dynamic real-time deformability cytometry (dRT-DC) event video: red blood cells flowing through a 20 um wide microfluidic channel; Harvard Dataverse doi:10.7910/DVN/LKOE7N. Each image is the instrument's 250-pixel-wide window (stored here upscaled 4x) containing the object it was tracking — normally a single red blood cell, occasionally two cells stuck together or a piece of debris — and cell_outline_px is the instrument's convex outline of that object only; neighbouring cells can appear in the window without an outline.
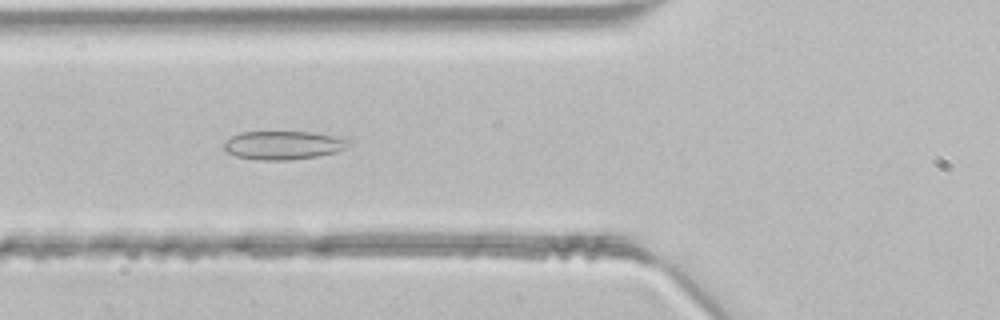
{"species": "common noctule bat (a hibernating species)", "species_latin": "Nyctalus noctula", "temperature_condition": "room temperature", "stored_images_in_passage": 45, "segment_of_instrument_passage": [1, 2], "camera_frame_rate_fps": 3000, "um_per_image_px": 0.085, "animal": {"sex": "male", "body_mass_g": 21.5, "forearm_length_mm": 52.0}, "frame": {"image": 1, "passage_image": 16, "time_ms": 5.0, "image_size_px": [1000, 320], "cell_outline_px": [[352, 144], [336, 152], [316, 156], [288, 160], [256, 160], [236, 156], [228, 152], [224, 148], [224, 144], [232, 136], [240, 132], [312, 132], [352, 140]], "centroid_in_image_um": [24.09, 12.34], "position_along_channel_um": 101.7, "area_um2": 20.58}}
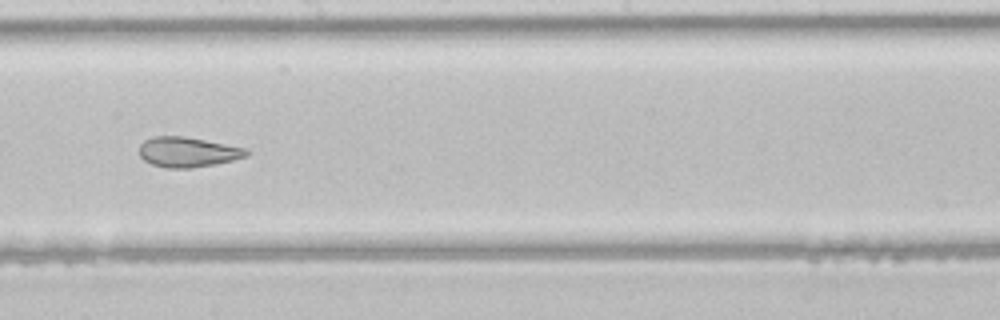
{"frame": {"image": 2, "passage_image": 25, "time_ms": 8.0, "image_size_px": [1000, 320], "cell_outline_px": [[248, 156], [232, 160], [192, 168], [164, 168], [152, 164], [144, 160], [140, 156], [140, 144], [144, 140], [152, 136], [184, 136], [248, 148]], "centroid_in_image_um": [15.94, 12.92], "position_along_channel_um": 232.3, "area_um2": 18.79}}
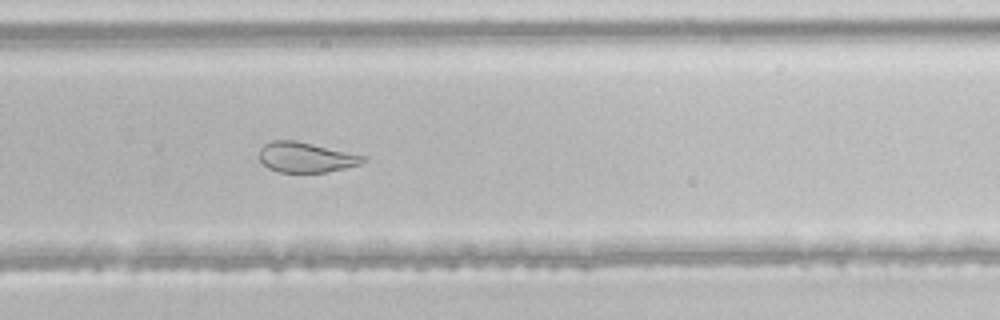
{"frame": {"image": 3, "passage_image": 30, "time_ms": 9.667, "image_size_px": [1000, 320], "cell_outline_px": [[368, 156], [360, 164], [344, 168], [324, 172], [280, 172], [268, 168], [260, 160], [260, 148], [264, 144], [272, 140], [296, 140]], "centroid_in_image_um": [26.0, 13.36], "position_along_channel_um": 303.8, "area_um2": 18.21}}